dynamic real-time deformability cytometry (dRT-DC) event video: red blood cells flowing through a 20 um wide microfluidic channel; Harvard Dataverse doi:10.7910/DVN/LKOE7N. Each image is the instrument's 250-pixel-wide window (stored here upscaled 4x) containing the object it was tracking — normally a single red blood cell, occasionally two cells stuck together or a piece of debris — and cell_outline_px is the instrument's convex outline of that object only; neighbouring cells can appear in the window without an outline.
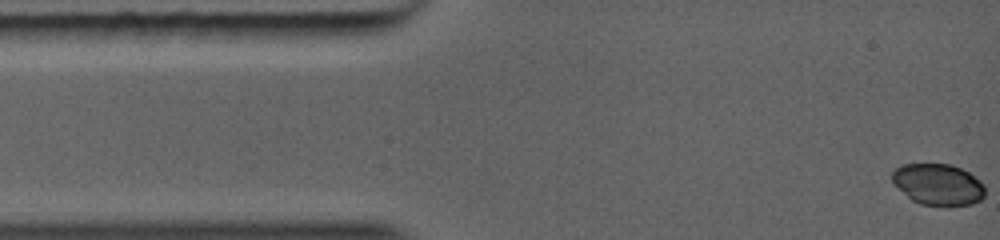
{"species": "common noctule bat (a hibernating species)", "species_latin": "Nyctalus noctula", "temperature_condition": "warm", "stored_images_in_passage": 13, "camera_frame_rate_fps": 5000, "um_per_image_px": 0.085, "animal": {"sex": "female", "body_mass_g": 19.0, "forearm_length_mm": 56.7}, "frame": {"image": 1, "passage_image": 1, "time_ms": 0.0, "image_size_px": [1000, 240], "cell_outline_px": [[984, 196], [980, 200], [972, 204], [944, 208], [920, 204], [912, 200], [892, 184], [892, 172], [900, 164], [952, 164], [968, 172], [980, 180], [984, 184]], "centroid_in_image_um": [79.73, 15.71], "position_along_channel_um": 5.3, "area_um2": 22.95}}
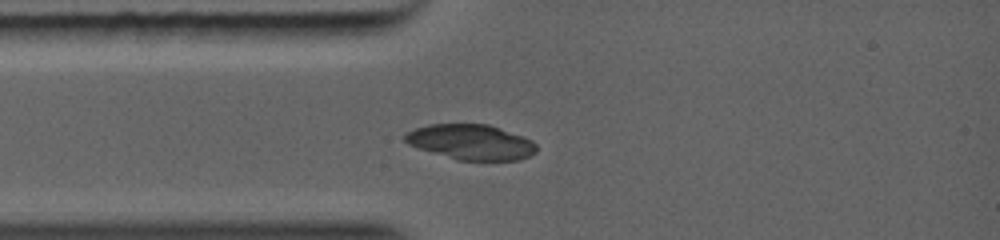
{"frame": {"image": 2, "passage_image": 9, "time_ms": 2.4, "image_size_px": [1000, 240], "cell_outline_px": [[536, 152], [520, 160], [456, 160], [408, 144], [404, 140], [404, 136], [408, 132], [416, 128], [428, 124], [488, 124], [524, 136], [532, 140], [536, 144]], "centroid_in_image_um": [40.06, 12.07], "position_along_channel_um": 44.9, "area_um2": 26.88}}
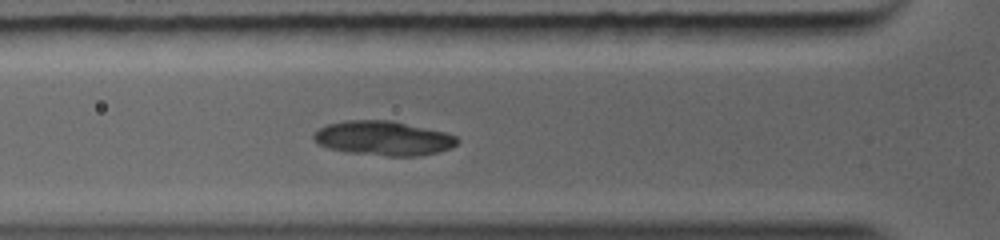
{"frame": {"image": 3, "passage_image": 13, "time_ms": 3.4, "image_size_px": [1000, 240], "cell_outline_px": [[460, 140], [456, 144], [440, 152], [420, 156], [388, 156], [348, 152], [328, 148], [320, 144], [312, 136], [320, 128], [328, 124], [344, 120], [388, 120], [444, 132], [456, 136]], "centroid_in_image_um": [32.6, 11.75], "position_along_channel_um": 93.2, "area_um2": 28.5}}